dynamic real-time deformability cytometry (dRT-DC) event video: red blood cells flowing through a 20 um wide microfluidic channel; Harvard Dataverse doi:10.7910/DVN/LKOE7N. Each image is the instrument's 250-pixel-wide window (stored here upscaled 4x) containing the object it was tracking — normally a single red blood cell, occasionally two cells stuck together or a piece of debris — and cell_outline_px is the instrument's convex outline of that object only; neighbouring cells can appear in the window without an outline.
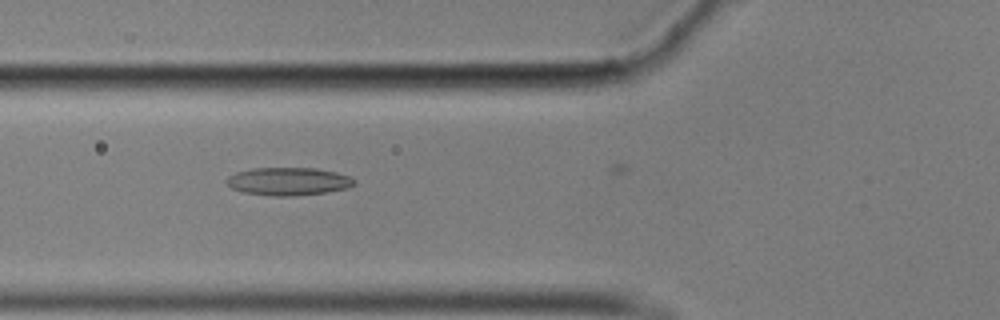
{"species": "common noctule bat (a hibernating species)", "species_latin": "Nyctalus noctula", "temperature_condition": "cold", "stored_images_in_passage": 20, "camera_frame_rate_fps": 3000, "um_per_image_px": 0.085, "animal": {"sex": "male", "body_mass_g": 17.9}, "frame": {"image": 1, "passage_image": 14, "time_ms": 4.333, "image_size_px": [1000, 320], "cell_outline_px": [[356, 184], [348, 188], [328, 192], [292, 196], [272, 196], [244, 192], [232, 188], [228, 184], [228, 176], [236, 172], [252, 168], [316, 168], [336, 172], [348, 176], [356, 180]], "centroid_in_image_um": [24.55, 15.42], "position_along_channel_um": 101.2, "area_um2": 20.75}}
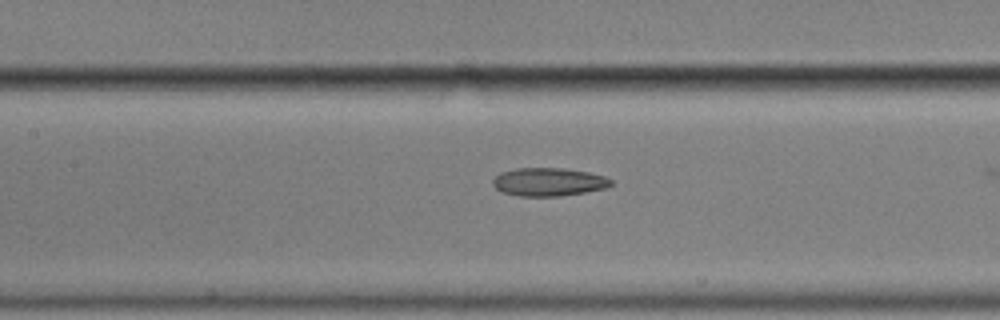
{"frame": {"image": 2, "passage_image": 19, "time_ms": 6.0, "image_size_px": [1000, 320], "cell_outline_px": [[612, 184], [608, 188], [560, 196], [520, 196], [500, 192], [492, 184], [492, 180], [500, 172], [516, 168], [564, 168], [588, 172], [604, 176], [612, 180]], "centroid_in_image_um": [46.62, 15.46], "position_along_channel_um": 160.8, "area_um2": 19.54}}